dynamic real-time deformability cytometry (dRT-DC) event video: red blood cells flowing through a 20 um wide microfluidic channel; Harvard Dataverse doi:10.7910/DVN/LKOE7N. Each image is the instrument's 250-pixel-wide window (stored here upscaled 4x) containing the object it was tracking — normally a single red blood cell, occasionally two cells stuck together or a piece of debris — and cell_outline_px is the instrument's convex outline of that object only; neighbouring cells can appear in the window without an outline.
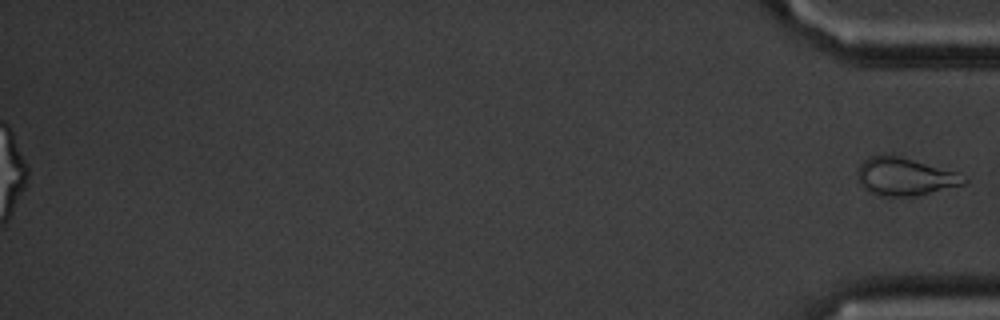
{"species": "common noctule bat (a hibernating species)", "species_latin": "Nyctalus noctula", "temperature_condition": "cold", "stored_images_in_passage": 56, "segment_of_instrument_passage": [2, 2], "camera_frame_rate_fps": 3000, "um_per_image_px": 0.085, "animal": {"sex": "male", "body_mass_g": 20.1, "forearm_length_mm": 53.5}, "frame": {"image": 1, "passage_image": 56, "time_ms": 18.333, "image_size_px": [1000, 320], "cell_outline_px": [[968, 184], [916, 196], [880, 196], [868, 192], [860, 184], [856, 176], [860, 164], [864, 160], [872, 156], [900, 156], [960, 172], [968, 176]], "centroid_in_image_um": [76.99, 15.03], "position_along_channel_um": 358.2, "area_um2": 23.81}}